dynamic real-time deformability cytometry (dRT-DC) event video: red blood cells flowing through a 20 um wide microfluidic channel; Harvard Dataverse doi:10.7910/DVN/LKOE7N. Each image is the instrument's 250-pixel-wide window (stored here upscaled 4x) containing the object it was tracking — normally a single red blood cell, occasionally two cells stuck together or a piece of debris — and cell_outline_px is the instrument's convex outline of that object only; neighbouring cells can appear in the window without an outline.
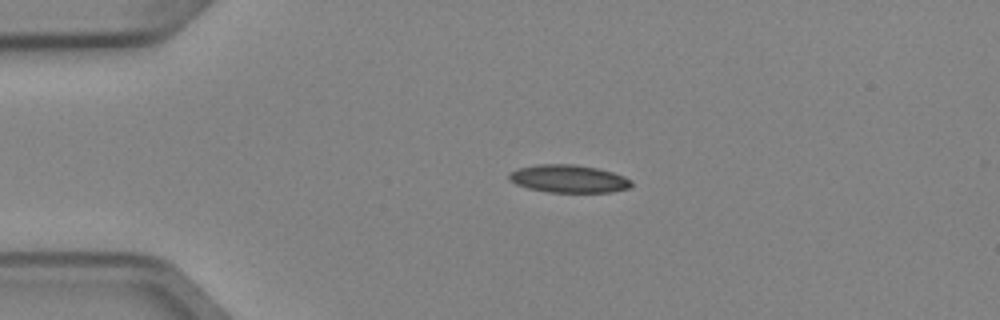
{"species": "Egyptian fruit bat (a non-hibernating species)", "species_latin": "Rousettus aegyptiacus", "temperature_condition": "cold", "stored_images_in_passage": 5, "camera_frame_rate_fps": 3000, "um_per_image_px": 0.085, "animal": {"sex": "female"}, "frame": {"image": 1, "passage_image": 4, "time_ms": 1.0, "image_size_px": [1000, 320], "cell_outline_px": [[632, 188], [612, 192], [548, 192], [528, 188], [516, 184], [508, 180], [508, 172], [516, 168], [536, 164], [572, 164], [596, 168], [612, 172], [624, 176], [632, 180]], "centroid_in_image_um": [48.31, 15.19], "position_along_channel_um": 36.7, "area_um2": 20.06}}